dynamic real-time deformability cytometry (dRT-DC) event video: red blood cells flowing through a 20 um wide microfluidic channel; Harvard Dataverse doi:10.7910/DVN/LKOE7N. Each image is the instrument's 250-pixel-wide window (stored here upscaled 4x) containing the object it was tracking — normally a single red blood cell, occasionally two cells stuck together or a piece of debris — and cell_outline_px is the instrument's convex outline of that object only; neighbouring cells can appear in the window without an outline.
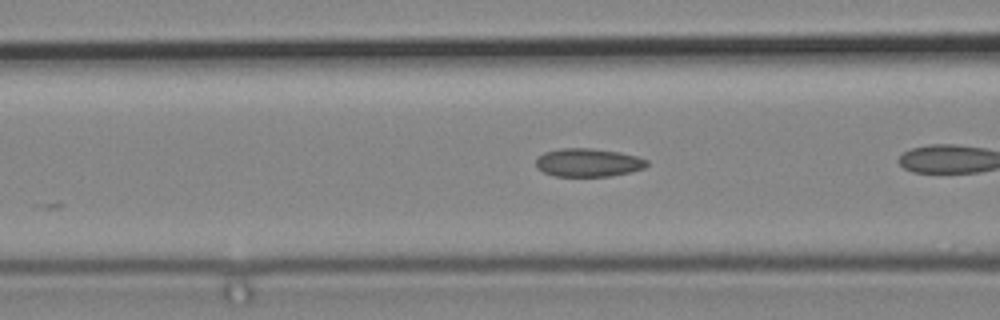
{"species": "common noctule bat (a hibernating species)", "species_latin": "Nyctalus noctula", "temperature_condition": "cold", "stored_images_in_passage": 5, "camera_frame_rate_fps": 3000, "um_per_image_px": 0.085, "animal": {"sex": "male", "body_mass_g": 19.2, "forearm_length_mm": 51.8}, "frame": {"image": 1, "passage_image": 4, "time_ms": 1.0, "image_size_px": [1000, 320], "cell_outline_px": [[648, 164], [644, 168], [632, 172], [612, 176], [556, 176], [544, 172], [536, 168], [536, 156], [544, 152], [560, 148], [592, 148], [620, 152], [636, 156], [648, 160]], "centroid_in_image_um": [49.99, 13.81], "position_along_channel_um": 116.6, "area_um2": 18.5}}